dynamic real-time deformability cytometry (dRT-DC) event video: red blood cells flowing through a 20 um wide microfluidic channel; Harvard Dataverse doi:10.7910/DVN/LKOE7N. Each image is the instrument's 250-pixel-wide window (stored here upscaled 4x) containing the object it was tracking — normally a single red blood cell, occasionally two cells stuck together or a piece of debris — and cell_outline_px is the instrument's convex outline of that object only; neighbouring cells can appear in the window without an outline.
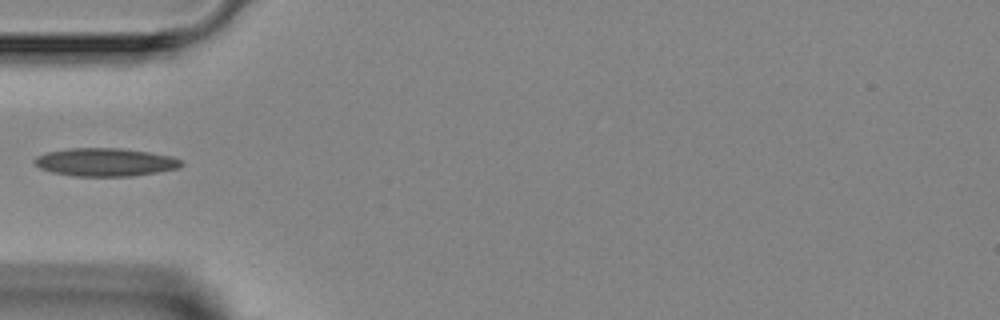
{"species": "Egyptian fruit bat (a non-hibernating species)", "species_latin": "Rousettus aegyptiacus", "temperature_condition": "room temperature", "stored_images_in_passage": 4, "camera_frame_rate_fps": 3000, "um_per_image_px": 0.085, "animal": {"sex": "female"}, "frame": {"image": 1, "passage_image": 4, "time_ms": 4.333, "image_size_px": [1000, 320], "cell_outline_px": [[184, 164], [180, 168], [132, 176], [72, 176], [52, 172], [40, 168], [32, 160], [36, 156], [48, 152], [68, 148], [120, 148], [148, 152], [172, 156], [180, 160]], "centroid_in_image_um": [8.94, 13.78], "position_along_channel_um": 76.1, "area_um2": 24.04}}